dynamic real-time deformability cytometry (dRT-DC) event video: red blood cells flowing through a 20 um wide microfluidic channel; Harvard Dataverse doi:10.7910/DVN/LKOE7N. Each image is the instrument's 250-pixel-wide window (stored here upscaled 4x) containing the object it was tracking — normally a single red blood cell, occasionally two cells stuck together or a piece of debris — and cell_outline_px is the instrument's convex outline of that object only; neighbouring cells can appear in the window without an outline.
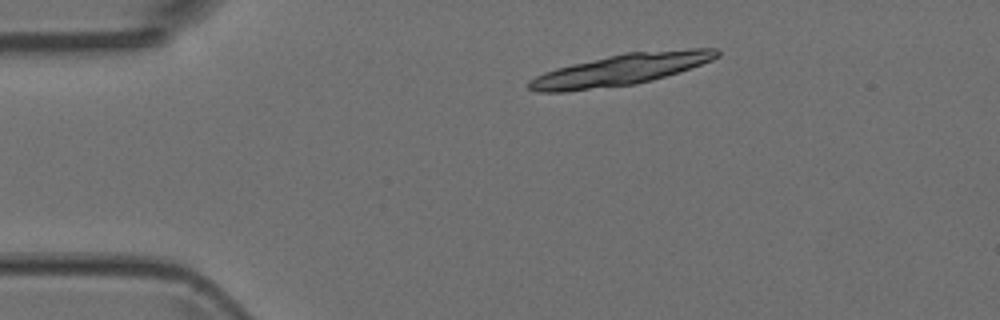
{"species": "Egyptian fruit bat (a non-hibernating species)", "species_latin": "Rousettus aegyptiacus", "temperature_condition": "room temperature", "stored_images_in_passage": 4, "camera_frame_rate_fps": 3000, "um_per_image_px": 0.085, "animal": {"sex": "female"}, "frame": {"image": 1, "passage_image": 2, "time_ms": 0.333, "image_size_px": [1000, 320], "cell_outline_px": [[720, 56], [712, 60], [680, 72], [652, 80], [636, 84], [568, 92], [536, 92], [528, 88], [524, 84], [528, 80], [544, 72], [556, 68], [572, 64], [624, 52], [688, 48], [716, 48], [720, 52]], "centroid_in_image_um": [52.75, 5.93], "position_along_channel_um": 32.3, "area_um2": 34.74}}
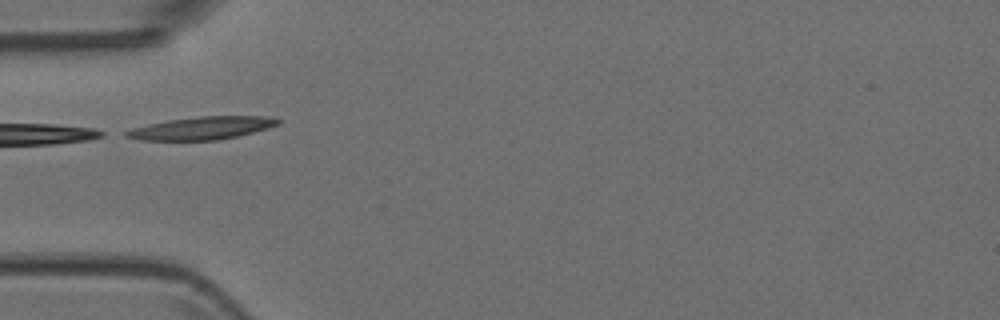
{"frame": {"image": 2, "passage_image": 4, "time_ms": 1.0, "image_size_px": [1000, 320], "cell_outline_px": [[280, 124], [268, 128], [236, 136], [216, 140], [140, 140], [124, 136], [124, 132], [132, 128], [148, 124], [168, 120], [200, 116], [268, 116], [280, 120]], "centroid_in_image_um": [17.14, 10.88], "position_along_channel_um": 67.9, "area_um2": 20.0}}